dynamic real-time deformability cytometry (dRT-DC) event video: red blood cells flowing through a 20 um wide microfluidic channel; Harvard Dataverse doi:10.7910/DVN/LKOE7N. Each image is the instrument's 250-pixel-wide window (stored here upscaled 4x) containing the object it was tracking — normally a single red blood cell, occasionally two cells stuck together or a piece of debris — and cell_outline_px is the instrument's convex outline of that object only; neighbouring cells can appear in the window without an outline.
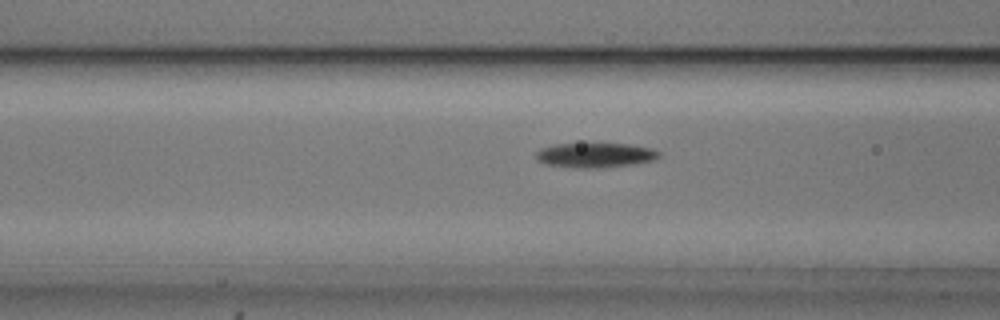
{"species": "common noctule bat (a hibernating species)", "species_latin": "Nyctalus noctula", "temperature_condition": "cold", "stored_images_in_passage": 39, "camera_frame_rate_fps": 3000, "um_per_image_px": 0.085, "animal": {"sex": "male", "body_mass_g": 20.5, "forearm_length_mm": 52.5}, "frame": {"image": 1, "passage_image": 6, "time_ms": 1.667, "image_size_px": [1000, 320], "cell_outline_px": [[660, 156], [652, 160], [632, 164], [596, 168], [576, 168], [544, 164], [536, 160], [536, 152], [540, 148], [556, 144], [628, 144], [652, 148], [660, 152]], "centroid_in_image_um": [50.55, 13.19], "position_along_channel_um": 116.0, "area_um2": 17.63}}
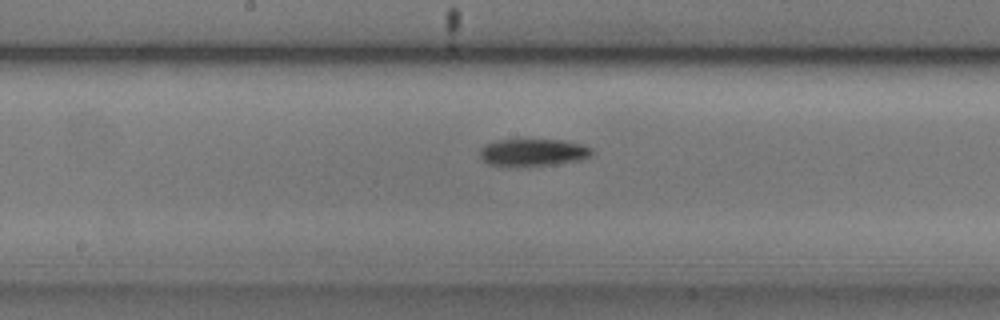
{"frame": {"image": 2, "passage_image": 13, "time_ms": 4.0, "image_size_px": [1000, 320], "cell_outline_px": [[592, 156], [580, 160], [556, 164], [508, 168], [488, 164], [480, 156], [480, 148], [484, 144], [496, 140], [564, 140], [580, 144], [592, 148]], "centroid_in_image_um": [45.27, 12.98], "position_along_channel_um": 202.9, "area_um2": 18.21}}
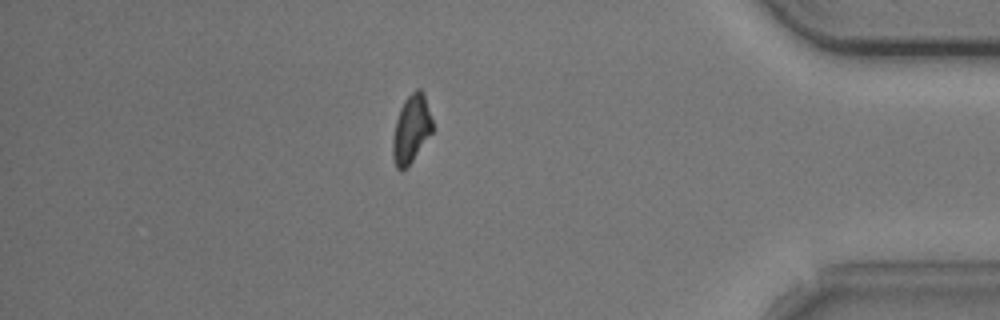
{"frame": {"image": 3, "passage_image": 32, "time_ms": 10.333, "image_size_px": [1000, 320], "cell_outline_px": [[432, 132], [412, 160], [400, 172], [396, 168], [392, 156], [392, 140], [396, 120], [400, 108], [404, 100], [416, 88], [420, 88], [424, 92], [432, 120]], "centroid_in_image_um": [34.94, 10.94], "position_along_channel_um": 400.3, "area_um2": 15.61}, "authors_computed_cell_mechanics": {"area_um2": 17.1666, "velocity_mm_per_s": 3.7054, "shape_relaxation_time_tau1_ms": 2.2484, "shape_relaxation_time_tau2_ms": null, "deformation_change_tau1": 0.1058, "deformation_change_tau2": null}}